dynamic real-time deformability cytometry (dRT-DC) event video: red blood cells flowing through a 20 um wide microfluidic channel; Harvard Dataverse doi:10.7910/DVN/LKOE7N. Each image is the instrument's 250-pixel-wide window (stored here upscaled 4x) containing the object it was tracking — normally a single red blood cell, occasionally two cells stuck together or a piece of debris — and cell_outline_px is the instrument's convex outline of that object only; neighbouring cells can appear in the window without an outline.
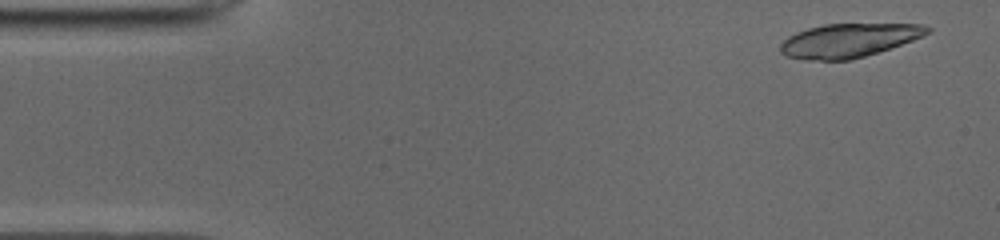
{"species": "common noctule bat (a hibernating species)", "species_latin": "Nyctalus noctula", "temperature_condition": "cold", "stored_images_in_passage": 45, "camera_frame_rate_fps": 3000, "um_per_image_px": 0.085, "animal": {"sex": "male", "body_mass_g": 19.0, "forearm_length_mm": 50.8}, "frame": {"image": 1, "passage_image": 3, "time_ms": 0.667, "image_size_px": [1000, 240], "cell_outline_px": [[932, 32], [924, 36], [852, 60], [804, 60], [784, 56], [780, 52], [780, 44], [788, 36], [796, 32], [808, 28], [824, 24], [924, 24], [932, 28]], "centroid_in_image_um": [72.12, 3.43], "position_along_channel_um": 12.9, "area_um2": 28.96}}